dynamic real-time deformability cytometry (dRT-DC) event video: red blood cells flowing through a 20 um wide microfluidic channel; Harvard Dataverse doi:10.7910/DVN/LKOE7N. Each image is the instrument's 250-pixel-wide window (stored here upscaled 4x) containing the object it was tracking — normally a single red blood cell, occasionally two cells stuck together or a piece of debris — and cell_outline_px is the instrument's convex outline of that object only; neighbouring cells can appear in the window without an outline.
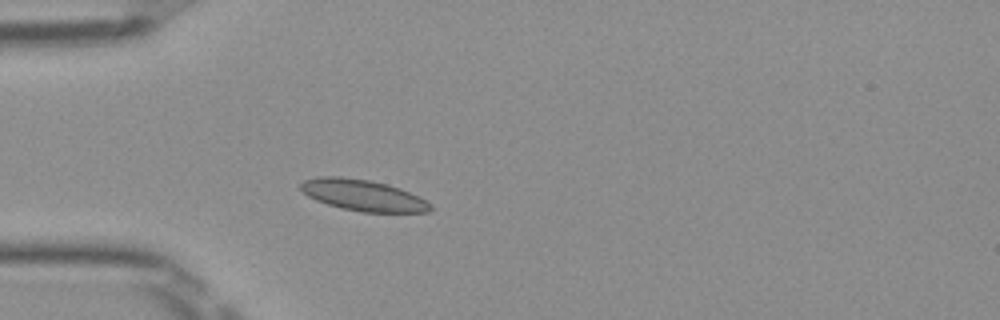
{"species": "Egyptian fruit bat (a non-hibernating species)", "species_latin": "Rousettus aegyptiacus", "temperature_condition": "room temperature", "stored_images_in_passage": 38, "camera_frame_rate_fps": 3000, "um_per_image_px": 0.085, "frame": {"image": 1, "passage_image": 1, "time_ms": 0.0, "image_size_px": [1000, 320], "cell_outline_px": [[432, 208], [428, 212], [360, 212], [328, 204], [316, 200], [308, 196], [300, 188], [300, 184], [304, 180], [320, 176], [340, 176], [368, 180], [388, 184], [400, 188], [432, 204]], "centroid_in_image_um": [30.84, 16.59], "position_along_channel_um": 54.2, "area_um2": 23.35}}
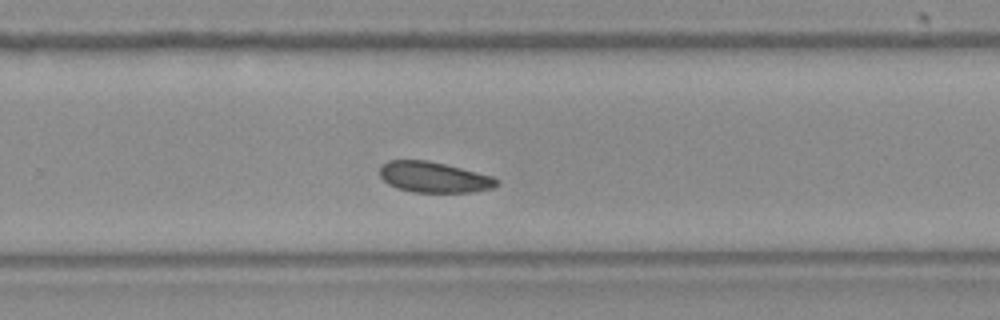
{"frame": {"image": 2, "passage_image": 20, "time_ms": 6.333, "image_size_px": [1000, 320], "cell_outline_px": [[500, 184], [492, 188], [472, 192], [412, 192], [396, 188], [388, 184], [380, 176], [380, 164], [388, 160], [428, 160], [492, 176], [500, 180]], "centroid_in_image_um": [36.86, 15.06], "position_along_channel_um": 292.9, "area_um2": 20.98}}
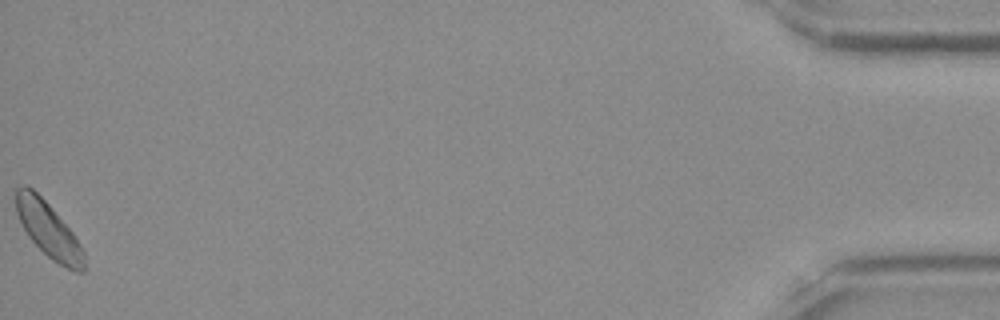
{"frame": {"image": 3, "passage_image": 38, "time_ms": 12.333, "image_size_px": [1000, 320], "cell_outline_px": [[84, 272], [76, 272], [52, 260], [28, 236], [16, 212], [16, 188], [20, 184], [24, 184], [32, 188], [48, 204], [72, 232], [80, 244], [84, 252]], "centroid_in_image_um": [4.11, 19.52], "position_along_channel_um": 431.1, "area_um2": 21.44}, "authors_computed_cell_mechanics": {"area_um2": 21.5883, "velocity_mm_per_s": 3.9078, "shape_relaxation_time_tau1_ms": 2.0245, "shape_relaxation_time_tau2_ms": 3.7128, "deformation_change_tau1": 0.0448, "deformation_change_tau2": 0.0588}}